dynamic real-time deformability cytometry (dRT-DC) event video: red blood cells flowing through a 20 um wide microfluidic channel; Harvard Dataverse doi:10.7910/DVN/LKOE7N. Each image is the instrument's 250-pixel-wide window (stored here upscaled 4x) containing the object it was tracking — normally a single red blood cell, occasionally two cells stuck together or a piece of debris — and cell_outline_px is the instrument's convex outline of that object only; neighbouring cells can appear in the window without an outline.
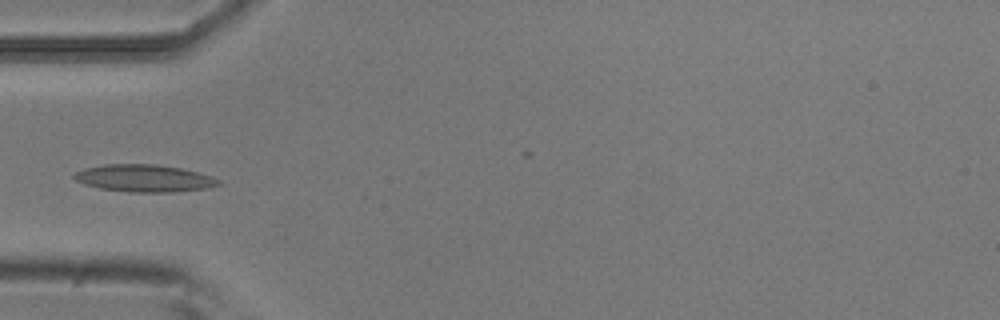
{"species": "common noctule bat (a hibernating species)", "species_latin": "Nyctalus noctula", "temperature_condition": "room temperature", "stored_images_in_passage": 5, "camera_frame_rate_fps": 3000, "um_per_image_px": 0.085, "animal": {"sex": "male", "body_mass_g": 20.5, "forearm_length_mm": 52.5}, "frame": {"image": 1, "passage_image": 5, "time_ms": 1.333, "image_size_px": [1000, 320], "cell_outline_px": [[220, 184], [208, 188], [176, 192], [128, 192], [100, 188], [84, 184], [76, 180], [72, 176], [76, 172], [84, 168], [104, 164], [156, 164], [180, 168], [212, 176], [220, 180]], "centroid_in_image_um": [12.25, 15.15], "position_along_channel_um": 72.7, "area_um2": 22.95}}